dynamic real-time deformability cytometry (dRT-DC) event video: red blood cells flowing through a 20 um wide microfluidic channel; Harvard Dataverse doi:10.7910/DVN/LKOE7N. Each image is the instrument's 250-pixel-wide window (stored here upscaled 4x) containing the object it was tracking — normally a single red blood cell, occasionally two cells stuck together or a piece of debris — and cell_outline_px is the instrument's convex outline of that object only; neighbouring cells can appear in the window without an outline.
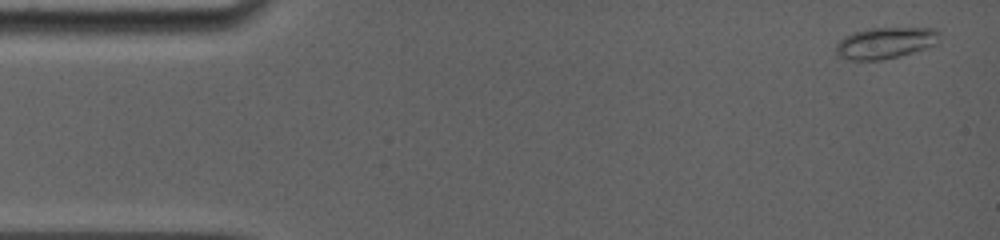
{"species": "common noctule bat (a hibernating species)", "species_latin": "Nyctalus noctula", "temperature_condition": "room temperature", "stored_images_in_passage": 53, "camera_frame_rate_fps": 5000, "um_per_image_px": 0.085, "animal": {"sex": "female", "body_mass_g": 19.0, "forearm_length_mm": 56.7}, "frame": {"image": 1, "passage_image": 2, "time_ms": 0.2, "image_size_px": [1000, 240], "cell_outline_px": [[940, 36], [936, 44], [900, 56], [880, 60], [848, 60], [836, 56], [836, 44], [844, 36], [852, 32], [868, 28], [936, 28], [940, 32]], "centroid_in_image_um": [75.22, 3.64], "position_along_channel_um": 9.8, "area_um2": 19.07}}
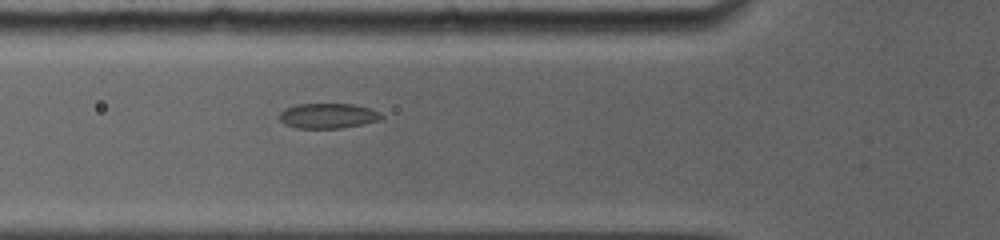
{"frame": {"image": 2, "passage_image": 24, "time_ms": 5.4, "image_size_px": [1000, 240], "cell_outline_px": [[384, 120], [364, 124], [340, 128], [296, 128], [284, 124], [280, 120], [280, 112], [284, 108], [296, 104], [352, 104], [368, 108], [380, 112], [384, 116]], "centroid_in_image_um": [27.9, 9.85], "position_along_channel_um": 97.9, "area_um2": 15.09}}
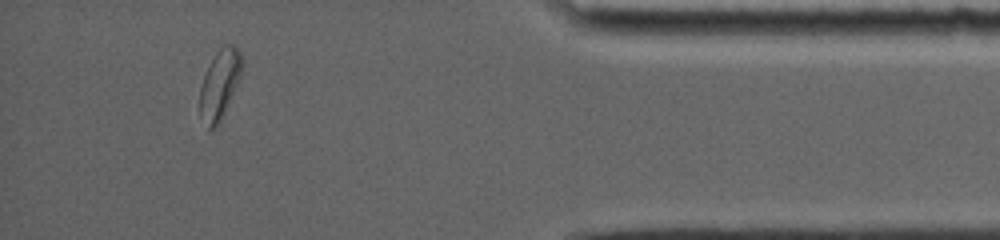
{"frame": {"image": 3, "passage_image": 46, "time_ms": 14.4, "image_size_px": [1000, 240], "cell_outline_px": [[244, 64], [240, 76], [224, 116], [216, 128], [208, 128], [200, 112], [200, 84], [216, 52], [224, 44], [232, 44], [240, 52], [244, 60]], "centroid_in_image_um": [18.7, 7.15], "position_along_channel_um": 416.5, "area_um2": 16.94}, "authors_computed_cell_mechanics": {"area_um2": 16.2418, "velocity_mm_per_s": 3.8923, "shape_relaxation_time_tau1_ms": 4.4336, "shape_relaxation_time_tau2_ms": null, "deformation_change_tau1": 0.12, "deformation_change_tau2": null}}